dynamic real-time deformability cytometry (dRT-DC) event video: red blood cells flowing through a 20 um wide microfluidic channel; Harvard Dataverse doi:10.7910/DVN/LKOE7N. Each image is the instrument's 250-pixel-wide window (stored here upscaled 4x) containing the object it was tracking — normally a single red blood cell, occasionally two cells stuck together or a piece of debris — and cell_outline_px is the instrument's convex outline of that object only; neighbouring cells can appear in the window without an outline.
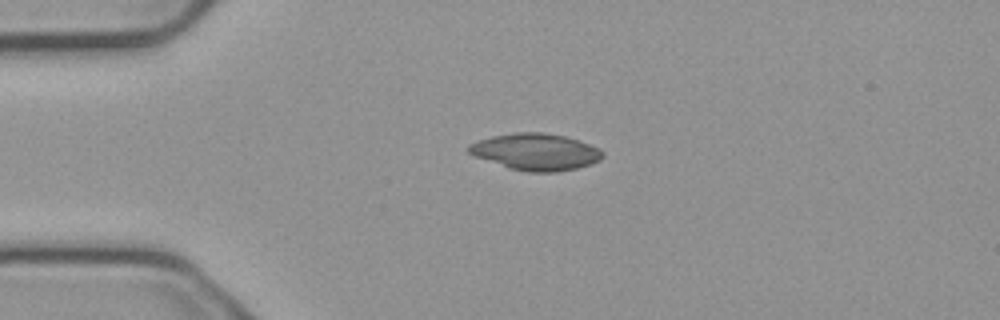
{"species": "common noctule bat (a hibernating species)", "species_latin": "Nyctalus noctula", "temperature_condition": "cold", "stored_images_in_passage": 3, "camera_frame_rate_fps": 3000, "um_per_image_px": 0.085, "animal": {"sex": "male", "body_mass_g": 23.1, "forearm_length_mm": 52.7}, "frame": {"image": 1, "passage_image": 1, "time_ms": 0.0, "image_size_px": [1000, 320], "cell_outline_px": [[604, 156], [600, 160], [576, 168], [556, 172], [528, 172], [508, 168], [476, 156], [468, 152], [468, 144], [492, 136], [516, 132], [540, 132], [564, 136], [600, 148], [604, 152]], "centroid_in_image_um": [45.54, 12.91], "position_along_channel_um": 39.5, "area_um2": 28.38}}
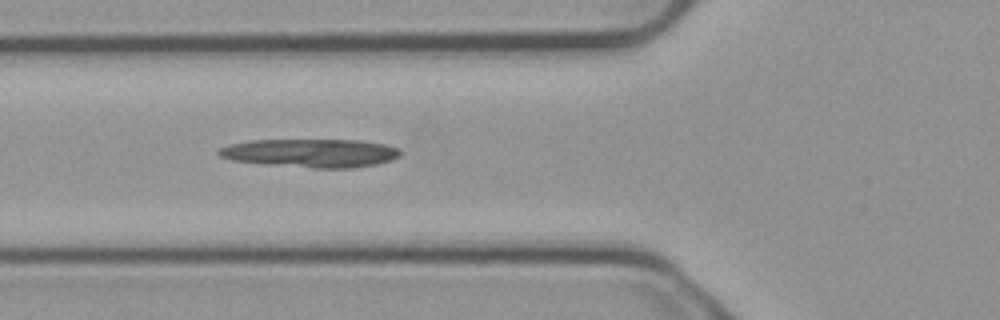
{"frame": {"image": 2, "passage_image": 3, "time_ms": 0.667, "image_size_px": [1000, 320], "cell_outline_px": [[400, 156], [392, 160], [376, 164], [356, 168], [312, 168], [268, 164], [232, 160], [220, 156], [216, 152], [220, 148], [228, 144], [252, 140], [360, 140], [384, 144], [396, 148], [400, 152]], "centroid_in_image_um": [26.42, 13.01], "position_along_channel_um": 99.4, "area_um2": 30.06}}